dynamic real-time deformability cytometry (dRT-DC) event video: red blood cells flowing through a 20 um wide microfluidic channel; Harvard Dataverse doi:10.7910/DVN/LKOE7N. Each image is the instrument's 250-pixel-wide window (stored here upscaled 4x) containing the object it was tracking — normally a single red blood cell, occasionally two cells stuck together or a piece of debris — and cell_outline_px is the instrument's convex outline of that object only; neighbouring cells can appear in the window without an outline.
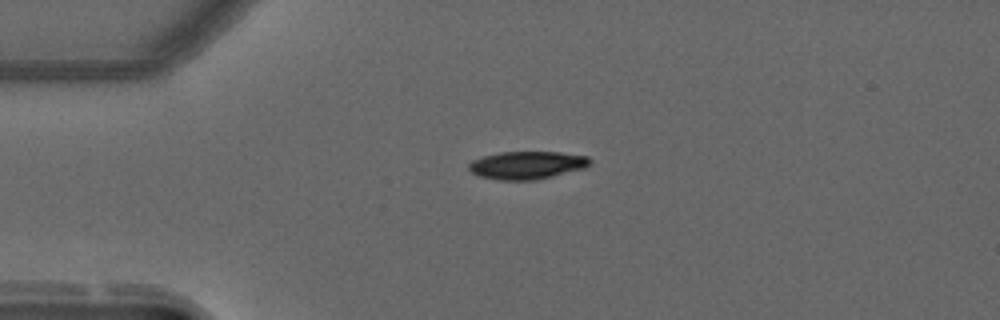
{"species": "common noctule bat (a hibernating species)", "species_latin": "Nyctalus noctula", "temperature_condition": "warm", "stored_images_in_passage": 38, "camera_frame_rate_fps": 3000, "um_per_image_px": 0.085, "animal": {"sex": "male", "forearm_length_mm": 52.5}, "frame": {"image": 1, "passage_image": 1, "time_ms": 0.0, "image_size_px": [1000, 320], "cell_outline_px": [[592, 160], [584, 168], [536, 180], [500, 180], [480, 176], [472, 172], [468, 168], [468, 164], [472, 160], [484, 156], [500, 152], [560, 152], [588, 156]], "centroid_in_image_um": [44.79, 14.03], "position_along_channel_um": 40.2, "area_um2": 19.54}}
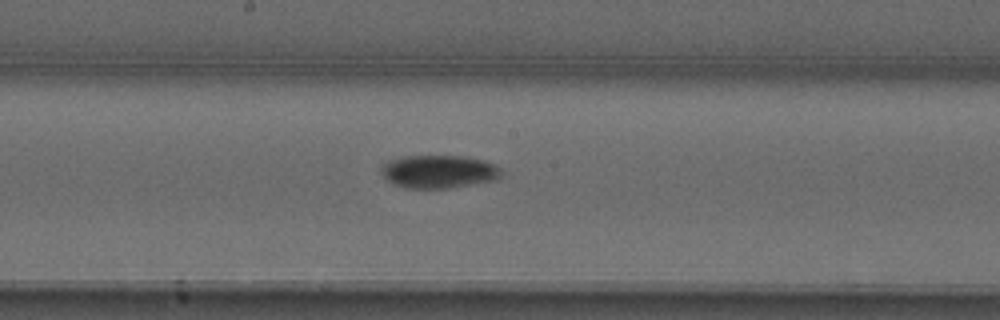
{"frame": {"image": 2, "passage_image": 17, "time_ms": 5.333, "image_size_px": [1000, 320], "cell_outline_px": [[500, 176], [496, 180], [448, 188], [408, 188], [396, 184], [388, 180], [380, 172], [384, 164], [392, 160], [404, 156], [464, 156], [484, 160], [496, 164], [500, 168]], "centroid_in_image_um": [37.34, 14.58], "position_along_channel_um": 210.9, "area_um2": 22.89}}
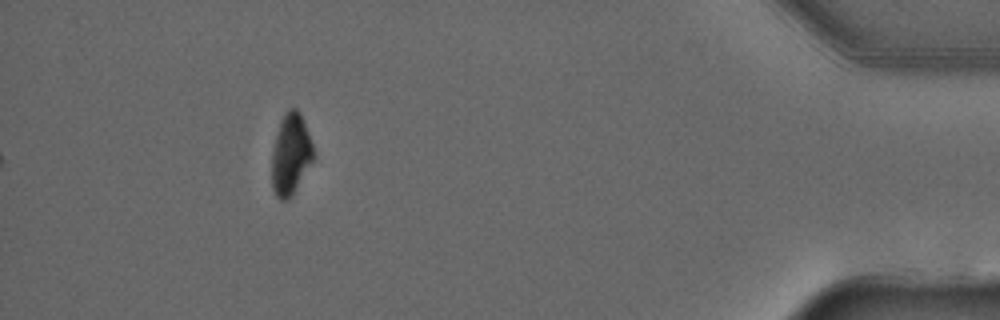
{"frame": {"image": 3, "passage_image": 38, "time_ms": 12.333, "image_size_px": [1000, 320], "cell_outline_px": [[312, 160], [292, 196], [288, 200], [280, 200], [276, 196], [272, 188], [272, 152], [280, 120], [284, 112], [288, 108], [296, 108], [300, 112], [308, 132], [312, 144]], "centroid_in_image_um": [24.68, 13.1], "position_along_channel_um": 410.5, "area_um2": 19.42}, "authors_computed_cell_mechanics": {"area_um2": 21.9351, "velocity_mm_per_s": 3.7213, "shape_relaxation_time_tau1_ms": 4.0739, "shape_relaxation_time_tau2_ms": null, "deformation_change_tau1": 0.1794, "deformation_change_tau2": null}}